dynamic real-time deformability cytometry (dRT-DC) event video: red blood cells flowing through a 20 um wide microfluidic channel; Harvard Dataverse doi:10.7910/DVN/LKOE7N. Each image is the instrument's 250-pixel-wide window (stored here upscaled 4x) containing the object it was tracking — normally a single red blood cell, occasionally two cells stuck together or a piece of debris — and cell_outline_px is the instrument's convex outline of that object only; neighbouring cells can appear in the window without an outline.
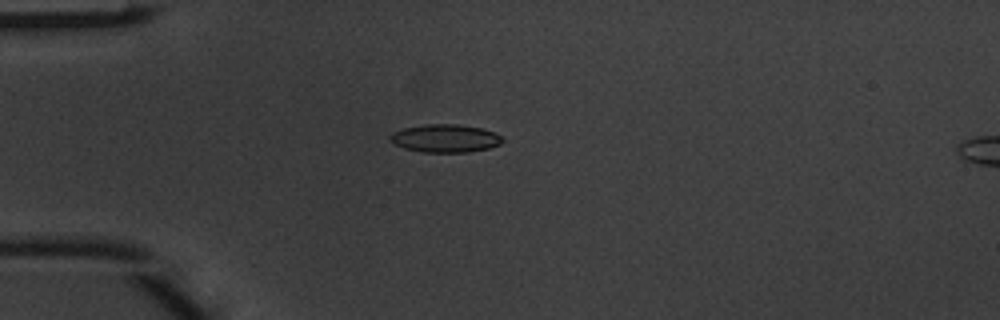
{"species": "common noctule bat (a hibernating species)", "species_latin": "Nyctalus noctula", "temperature_condition": "warm", "stored_images_in_passage": 5, "camera_frame_rate_fps": 3000, "um_per_image_px": 0.085, "animal": {"sex": "male", "body_mass_g": 20.1, "forearm_length_mm": 53.5}, "frame": {"image": 1, "passage_image": 4, "time_ms": 1.0, "image_size_px": [1000, 320], "cell_outline_px": [[504, 140], [500, 144], [488, 148], [468, 152], [424, 152], [404, 148], [388, 140], [388, 136], [392, 132], [404, 128], [428, 124], [456, 124], [484, 128], [496, 132]], "centroid_in_image_um": [37.85, 11.75], "position_along_channel_um": 47.2, "area_um2": 18.38}}